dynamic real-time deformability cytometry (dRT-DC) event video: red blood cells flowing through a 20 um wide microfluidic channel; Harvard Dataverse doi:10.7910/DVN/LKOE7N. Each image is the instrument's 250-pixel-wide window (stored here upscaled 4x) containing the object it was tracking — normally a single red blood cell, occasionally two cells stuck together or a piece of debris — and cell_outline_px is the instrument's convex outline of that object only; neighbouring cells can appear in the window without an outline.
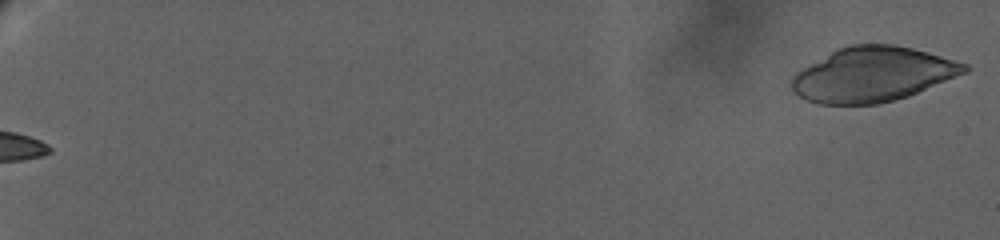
{"species": "human", "species_latin": "Homo sapiens", "temperature_condition": "warm", "stored_images_in_passage": 74, "camera_frame_rate_fps": 3000, "um_per_image_px": 0.085, "donor": {"sex": "female"}, "frame": {"image": 1, "passage_image": 1, "time_ms": 0.0, "image_size_px": [1000, 240], "cell_outline_px": [[972, 68], [968, 72], [908, 96], [876, 104], [820, 104], [808, 100], [792, 92], [792, 76], [796, 72], [836, 48], [852, 44], [892, 44], [912, 48], [968, 64]], "centroid_in_image_um": [74.18, 6.32], "position_along_channel_um": 10.8, "area_um2": 54.85}}
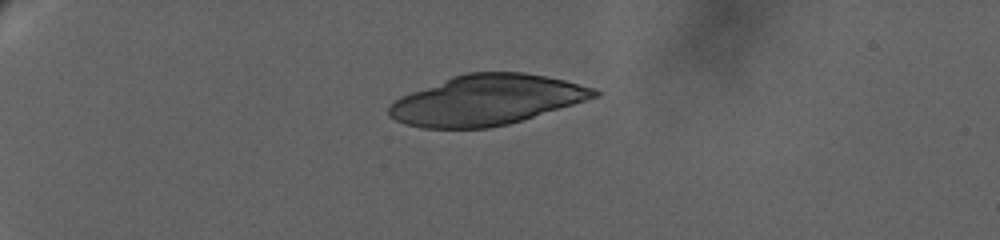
{"frame": {"image": 2, "passage_image": 28, "time_ms": 7.0, "image_size_px": [1000, 240], "cell_outline_px": [[600, 96], [508, 124], [488, 128], [420, 128], [404, 124], [388, 116], [388, 104], [400, 96], [452, 76], [468, 72], [524, 72], [564, 80], [596, 88], [600, 92]], "centroid_in_image_um": [41.32, 8.5], "position_along_channel_um": 43.7, "area_um2": 60.0}}